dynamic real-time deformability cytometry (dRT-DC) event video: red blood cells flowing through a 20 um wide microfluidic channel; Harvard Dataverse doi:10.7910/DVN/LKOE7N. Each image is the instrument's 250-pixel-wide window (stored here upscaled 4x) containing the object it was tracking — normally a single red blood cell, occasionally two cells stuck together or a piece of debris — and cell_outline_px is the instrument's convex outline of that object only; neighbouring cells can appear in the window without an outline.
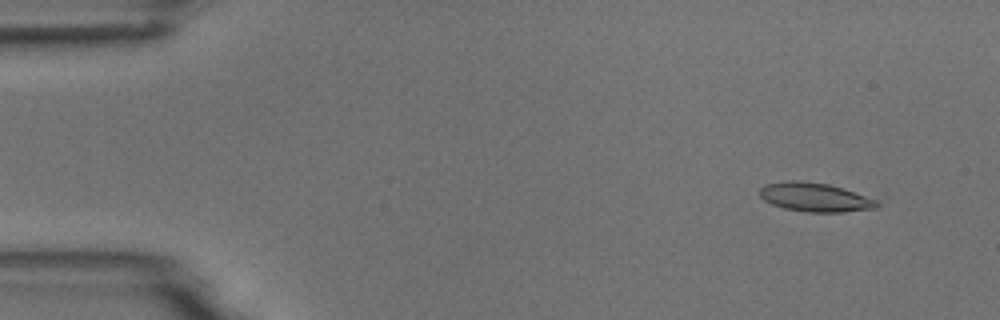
{"species": "common noctule bat (a hibernating species)", "species_latin": "Nyctalus noctula", "temperature_condition": "room temperature", "stored_images_in_passage": 6, "camera_frame_rate_fps": 3000, "um_per_image_px": 0.085, "animal": {"sex": "male", "body_mass_g": 18.8}, "frame": {"image": 1, "passage_image": 2, "time_ms": 1.333, "image_size_px": [1000, 320], "cell_outline_px": [[880, 204], [876, 208], [840, 212], [808, 212], [784, 208], [772, 204], [764, 200], [760, 196], [760, 188], [764, 184], [788, 180], [796, 180], [828, 184], [844, 188], [880, 200]], "centroid_in_image_um": [69.3, 16.76], "position_along_channel_um": 15.7, "area_um2": 19.88}}